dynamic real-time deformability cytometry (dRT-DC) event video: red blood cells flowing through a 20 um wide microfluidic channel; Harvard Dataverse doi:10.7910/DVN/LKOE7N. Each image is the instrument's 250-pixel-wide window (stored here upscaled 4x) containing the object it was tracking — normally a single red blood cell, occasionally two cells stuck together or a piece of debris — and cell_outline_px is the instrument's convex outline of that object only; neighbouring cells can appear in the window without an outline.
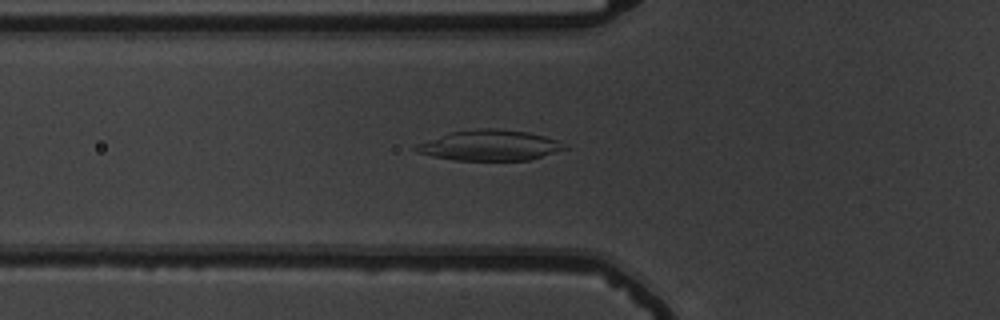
{"species": "common noctule bat (a hibernating species)", "species_latin": "Nyctalus noctula", "temperature_condition": "warm", "stored_images_in_passage": 53, "camera_frame_rate_fps": 3000, "um_per_image_px": 0.085, "animal": {"sex": "male", "body_mass_g": 19.5, "forearm_length_mm": 54.6}, "frame": {"image": 1, "passage_image": 19, "time_ms": 6.0, "image_size_px": [1000, 320], "cell_outline_px": [[568, 148], [532, 160], [456, 160], [432, 156], [416, 152], [412, 148], [416, 144], [452, 132], [476, 128], [500, 128], [528, 132], [544, 136], [556, 140]], "centroid_in_image_um": [41.62, 12.35], "position_along_channel_um": 84.2, "area_um2": 26.36}}
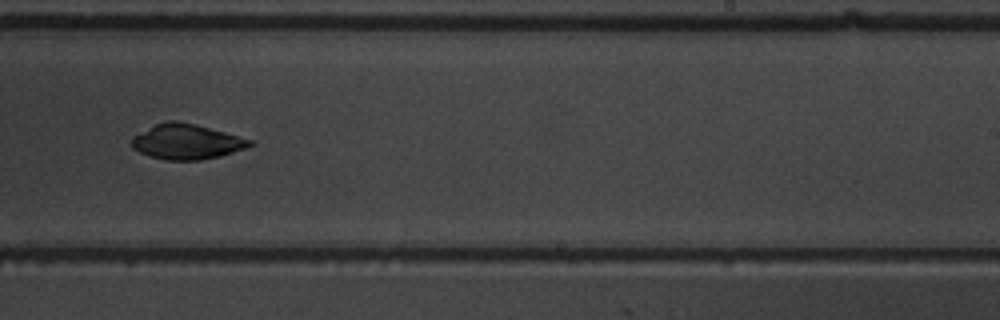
{"frame": {"image": 2, "passage_image": 34, "time_ms": 11.0, "image_size_px": [1000, 320], "cell_outline_px": [[256, 144], [220, 156], [200, 160], [164, 160], [140, 152], [132, 148], [132, 136], [156, 124], [168, 120], [176, 120], [224, 132], [252, 140]], "centroid_in_image_um": [15.85, 12.05], "position_along_channel_um": 273.2, "area_um2": 23.81}}
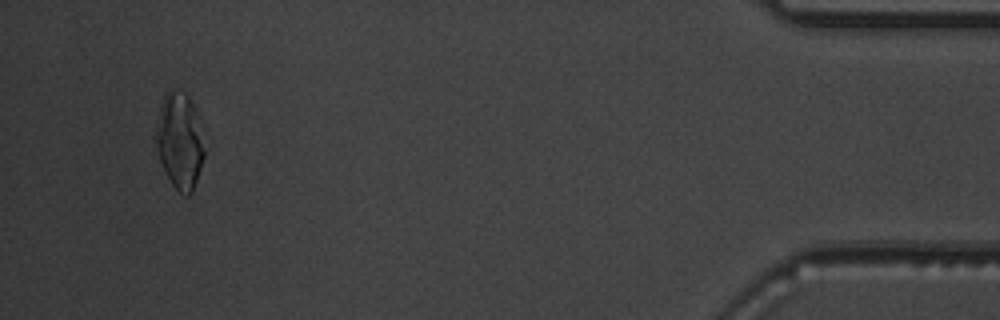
{"frame": {"image": 3, "passage_image": 51, "time_ms": 16.667, "image_size_px": [1000, 320], "cell_outline_px": [[204, 156], [192, 192], [188, 196], [184, 196], [172, 184], [160, 160], [156, 144], [156, 128], [160, 104], [164, 96], [172, 88], [176, 88], [184, 92], [188, 96], [192, 104], [204, 152]], "centroid_in_image_um": [15.23, 11.97], "position_along_channel_um": 420.0, "area_um2": 26.13}, "authors_computed_cell_mechanics": {"area_um2": 25.721, "velocity_mm_per_s": 3.7772, "shape_relaxation_time_tau1_ms": null, "shape_relaxation_time_tau2_ms": 1.9909, "deformation_change_tau1": null, "deformation_change_tau2": 0.0324}}